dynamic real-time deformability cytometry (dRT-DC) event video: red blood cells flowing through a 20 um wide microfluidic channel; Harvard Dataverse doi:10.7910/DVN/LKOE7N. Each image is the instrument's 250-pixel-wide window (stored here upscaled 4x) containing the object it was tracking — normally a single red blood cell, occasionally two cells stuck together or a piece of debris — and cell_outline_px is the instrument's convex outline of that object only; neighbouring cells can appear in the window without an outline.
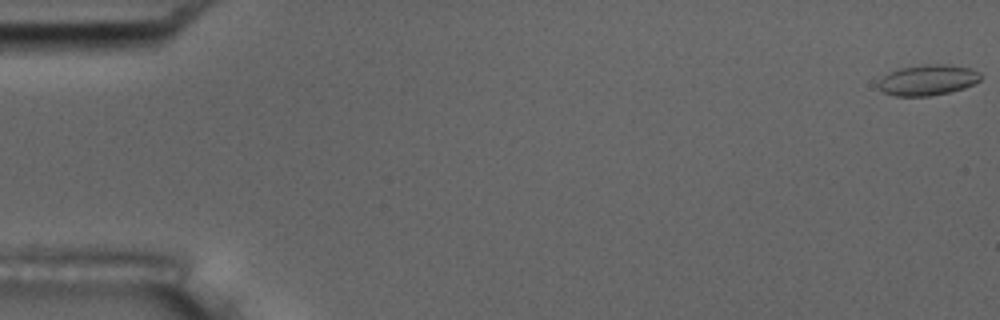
{"species": "common noctule bat (a hibernating species)", "species_latin": "Nyctalus noctula", "temperature_condition": "room temperature", "stored_images_in_passage": 55, "camera_frame_rate_fps": 3000, "um_per_image_px": 0.085, "animal": {"sex": "male", "body_mass_g": 17.5, "forearm_length_mm": 52.3}, "frame": {"image": 1, "passage_image": 1, "time_ms": 0.0, "image_size_px": [1000, 320], "cell_outline_px": [[980, 80], [964, 88], [948, 92], [928, 96], [896, 96], [884, 92], [880, 88], [880, 80], [888, 72], [900, 68], [924, 64], [944, 64], [968, 68], [980, 72]], "centroid_in_image_um": [78.86, 6.79], "position_along_channel_um": 6.1, "area_um2": 17.98}}
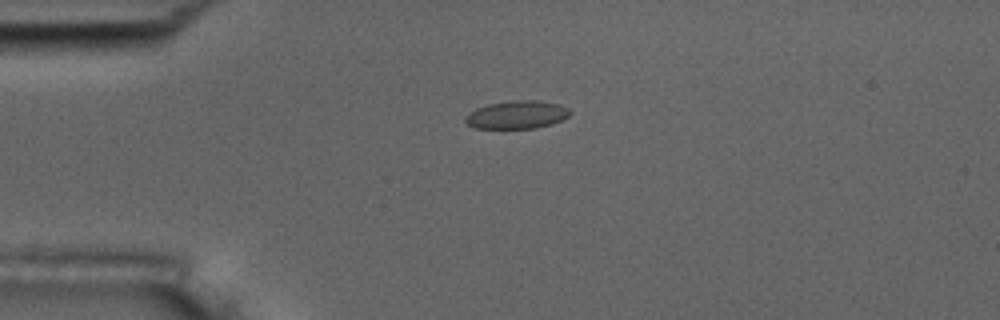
{"frame": {"image": 2, "passage_image": 14, "time_ms": 4.333, "image_size_px": [1000, 320], "cell_outline_px": [[572, 112], [568, 116], [552, 124], [536, 128], [476, 128], [468, 124], [464, 120], [468, 112], [476, 108], [488, 104], [512, 100], [536, 100], [560, 104], [568, 108]], "centroid_in_image_um": [43.94, 9.74], "position_along_channel_um": 41.1, "area_um2": 17.11}}
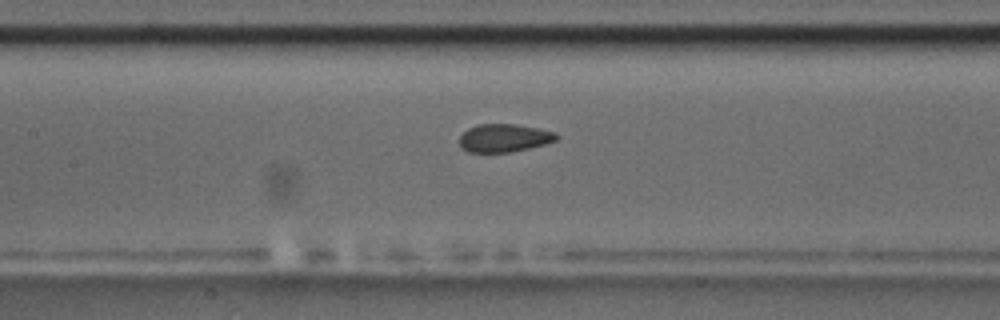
{"frame": {"image": 3, "passage_image": 26, "time_ms": 8.333, "image_size_px": [1000, 320], "cell_outline_px": [[560, 136], [556, 140], [544, 144], [528, 148], [508, 152], [468, 152], [460, 148], [460, 136], [468, 128], [476, 124], [516, 124], [540, 128], [556, 132]], "centroid_in_image_um": [42.85, 11.72], "position_along_channel_um": 164.5, "area_um2": 15.95}, "authors_computed_cell_mechanics": {"area_um2": 16.9354, "velocity_mm_per_s": 3.7168, "shape_relaxation_time_tau1_ms": null, "shape_relaxation_time_tau2_ms": 1.3069, "deformation_change_tau1": null, "deformation_change_tau2": 0.0572}}